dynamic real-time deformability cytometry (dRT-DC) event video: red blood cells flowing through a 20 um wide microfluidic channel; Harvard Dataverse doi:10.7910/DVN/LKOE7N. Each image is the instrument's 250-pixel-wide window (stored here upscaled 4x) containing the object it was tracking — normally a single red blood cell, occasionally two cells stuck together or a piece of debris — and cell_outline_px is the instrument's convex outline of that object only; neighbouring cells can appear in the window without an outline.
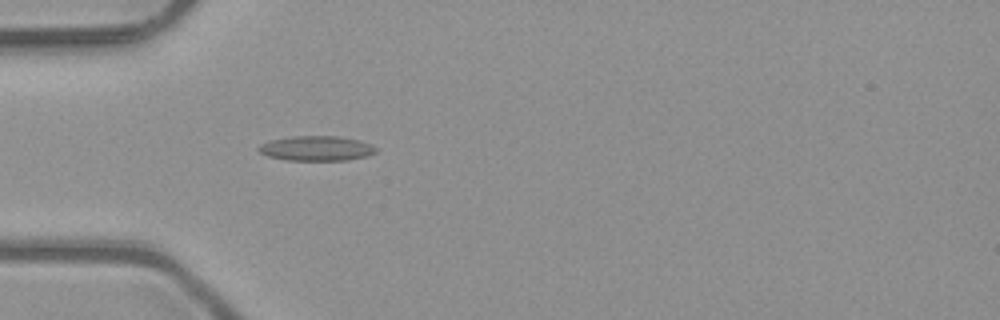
{"species": "common noctule bat (a hibernating species)", "species_latin": "Nyctalus noctula", "temperature_condition": "room temperature", "stored_images_in_passage": 4, "camera_frame_rate_fps": 3000, "um_per_image_px": 0.085, "animal": {"sex": "male", "body_mass_g": 23.1, "forearm_length_mm": 52.7}, "frame": {"image": 1, "passage_image": 4, "time_ms": 1.0, "image_size_px": [1000, 320], "cell_outline_px": [[376, 152], [368, 156], [348, 160], [288, 160], [268, 156], [260, 152], [256, 148], [260, 144], [272, 140], [292, 136], [336, 136], [356, 140], [372, 144], [376, 148]], "centroid_in_image_um": [26.9, 12.61], "position_along_channel_um": 58.1, "area_um2": 16.88}}